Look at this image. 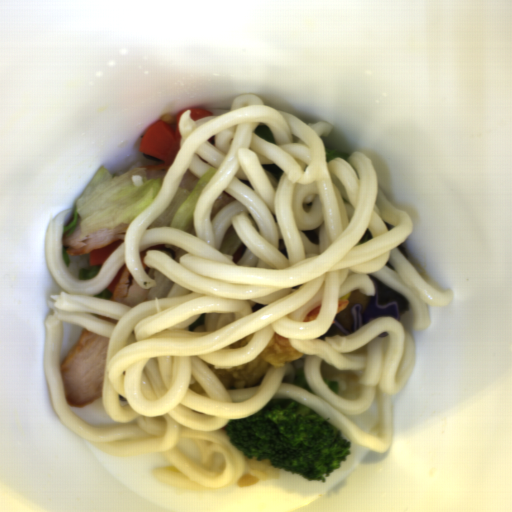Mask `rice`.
<instances>
[{
  "label": "rice",
  "instance_id": "rice-1",
  "mask_svg": "<svg viewBox=\"0 0 512 512\" xmlns=\"http://www.w3.org/2000/svg\"><path fill=\"white\" fill-rule=\"evenodd\" d=\"M320 375L322 379L337 380L339 397L347 400L358 399L361 394L358 374L351 371L335 369L328 362L323 364Z\"/></svg>",
  "mask_w": 512,
  "mask_h": 512
},
{
  "label": "rice",
  "instance_id": "rice-2",
  "mask_svg": "<svg viewBox=\"0 0 512 512\" xmlns=\"http://www.w3.org/2000/svg\"><path fill=\"white\" fill-rule=\"evenodd\" d=\"M199 178L200 176L188 167L178 187L186 188L190 192L197 185Z\"/></svg>",
  "mask_w": 512,
  "mask_h": 512
},
{
  "label": "rice",
  "instance_id": "rice-3",
  "mask_svg": "<svg viewBox=\"0 0 512 512\" xmlns=\"http://www.w3.org/2000/svg\"><path fill=\"white\" fill-rule=\"evenodd\" d=\"M257 482H259V478H255L254 476H252L249 473H243L240 477V479L238 480V482H236V486L238 487H250L254 484H256Z\"/></svg>",
  "mask_w": 512,
  "mask_h": 512
},
{
  "label": "rice",
  "instance_id": "rice-4",
  "mask_svg": "<svg viewBox=\"0 0 512 512\" xmlns=\"http://www.w3.org/2000/svg\"><path fill=\"white\" fill-rule=\"evenodd\" d=\"M177 115L172 113L163 114L160 121L164 122L167 126H169L172 130L176 128V119Z\"/></svg>",
  "mask_w": 512,
  "mask_h": 512
}]
</instances>
